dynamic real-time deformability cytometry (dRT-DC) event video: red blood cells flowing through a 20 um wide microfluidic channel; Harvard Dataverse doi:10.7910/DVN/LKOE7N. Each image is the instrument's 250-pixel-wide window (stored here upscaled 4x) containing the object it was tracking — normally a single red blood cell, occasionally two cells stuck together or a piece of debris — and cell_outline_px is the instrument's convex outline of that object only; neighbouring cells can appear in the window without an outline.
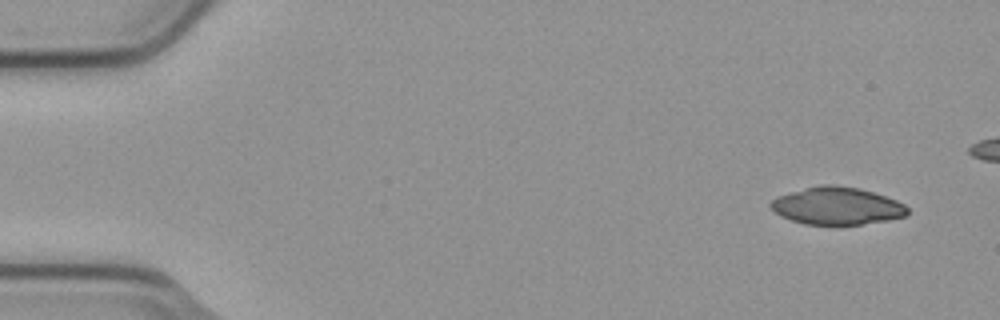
{"species": "common noctule bat (a hibernating species)", "species_latin": "Nyctalus noctula", "temperature_condition": "cold", "stored_images_in_passage": 5, "camera_frame_rate_fps": 3000, "um_per_image_px": 0.085, "animal": {"sex": "male", "body_mass_g": 23.1, "forearm_length_mm": 52.7}, "frame": {"image": 1, "passage_image": 1, "time_ms": 0.0, "image_size_px": [1000, 320], "cell_outline_px": [[908, 216], [888, 220], [860, 224], [804, 224], [780, 216], [768, 204], [776, 196], [804, 188], [820, 184], [832, 184], [860, 188], [896, 200], [904, 204], [908, 208]], "centroid_in_image_um": [71.14, 17.49], "position_along_channel_um": 13.9, "area_um2": 29.82}}